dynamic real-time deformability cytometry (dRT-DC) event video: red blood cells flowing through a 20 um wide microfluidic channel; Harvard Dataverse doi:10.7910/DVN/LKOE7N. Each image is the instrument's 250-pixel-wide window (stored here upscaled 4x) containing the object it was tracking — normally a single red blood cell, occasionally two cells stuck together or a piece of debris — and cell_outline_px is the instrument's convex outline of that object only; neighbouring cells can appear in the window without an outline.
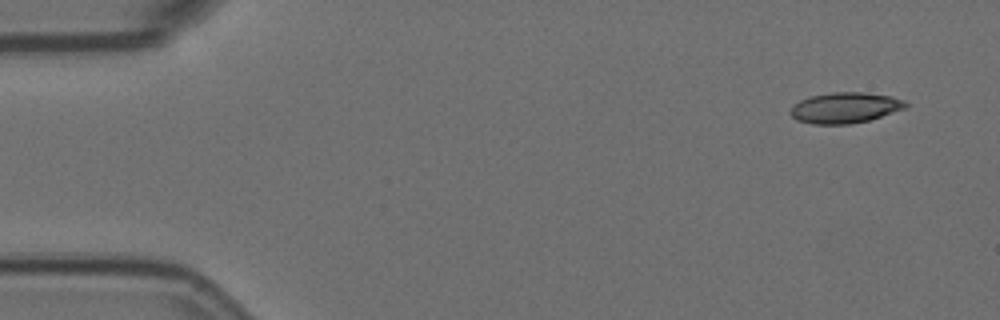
{"species": "Egyptian fruit bat (a non-hibernating species)", "species_latin": "Rousettus aegyptiacus", "temperature_condition": "room temperature", "stored_images_in_passage": 4, "camera_frame_rate_fps": 3000, "um_per_image_px": 0.085, "animal": {"sex": "female"}, "frame": {"image": 1, "passage_image": 1, "time_ms": 0.0, "image_size_px": [1000, 320], "cell_outline_px": [[908, 104], [904, 108], [868, 120], [852, 124], [812, 124], [796, 120], [788, 112], [792, 104], [808, 96], [832, 92], [860, 92], [892, 96], [904, 100]], "centroid_in_image_um": [71.75, 9.15], "position_along_channel_um": 13.2, "area_um2": 20.69}}
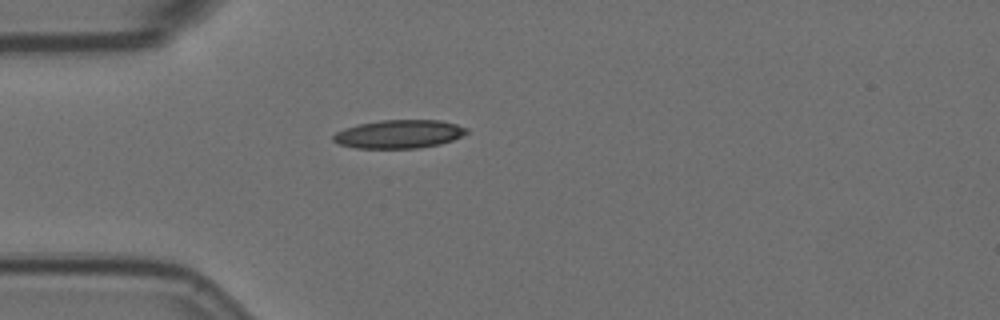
{"frame": {"image": 2, "passage_image": 4, "time_ms": 1.0, "image_size_px": [1000, 320], "cell_outline_px": [[468, 132], [452, 140], [440, 144], [420, 148], [356, 148], [340, 144], [332, 140], [332, 136], [336, 132], [344, 128], [360, 124], [380, 120], [440, 120], [456, 124], [468, 128]], "centroid_in_image_um": [33.91, 11.39], "position_along_channel_um": 51.1, "area_um2": 22.02}}